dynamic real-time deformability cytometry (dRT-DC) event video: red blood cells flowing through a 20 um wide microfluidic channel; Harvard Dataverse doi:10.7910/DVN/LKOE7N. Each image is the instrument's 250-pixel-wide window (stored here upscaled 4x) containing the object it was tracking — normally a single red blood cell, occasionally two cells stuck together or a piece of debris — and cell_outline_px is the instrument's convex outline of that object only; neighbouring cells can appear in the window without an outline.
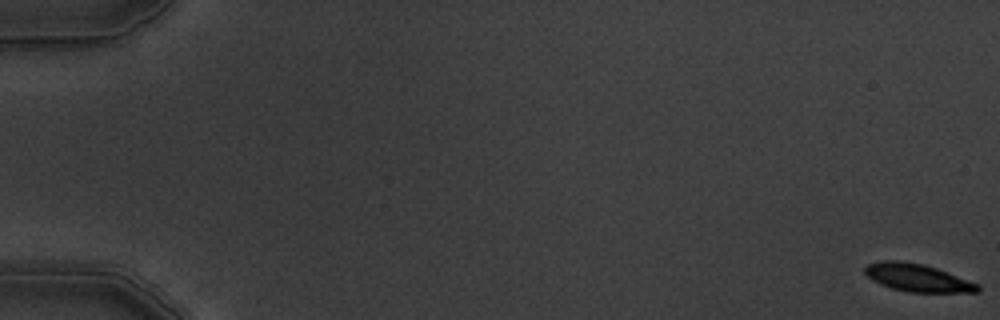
{"species": "common noctule bat (a hibernating species)", "species_latin": "Nyctalus noctula", "temperature_condition": "warm", "stored_images_in_passage": 6, "camera_frame_rate_fps": 3000, "um_per_image_px": 0.085, "animal": {"sex": "male", "body_mass_g": 19.5, "forearm_length_mm": 54.6}, "frame": {"image": 1, "passage_image": 1, "time_ms": 0.0, "image_size_px": [1000, 320], "cell_outline_px": [[980, 292], [908, 292], [892, 288], [880, 284], [872, 280], [864, 272], [864, 268], [868, 264], [880, 260], [900, 260], [924, 264], [936, 268], [980, 284]], "centroid_in_image_um": [77.98, 23.6], "position_along_channel_um": 7.0, "area_um2": 18.26}}
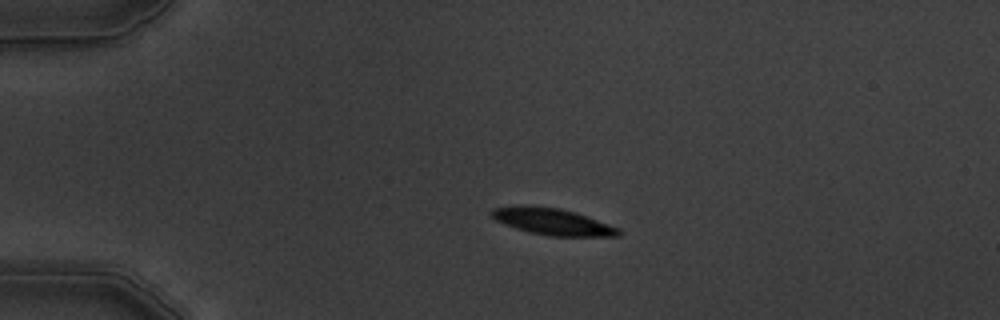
{"frame": {"image": 2, "passage_image": 5, "time_ms": 4.333, "image_size_px": [1000, 320], "cell_outline_px": [[620, 236], [548, 236], [528, 232], [516, 228], [496, 220], [492, 216], [492, 208], [520, 204], [560, 208], [620, 228]], "centroid_in_image_um": [46.92, 18.83], "position_along_channel_um": 38.1, "area_um2": 19.48}}
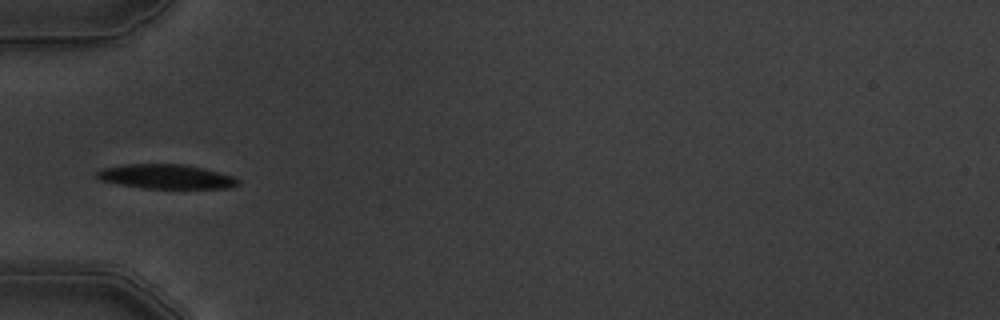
{"frame": {"image": 3, "passage_image": 6, "time_ms": 6.333, "image_size_px": [1000, 320], "cell_outline_px": [[240, 184], [228, 188], [140, 188], [100, 180], [96, 176], [96, 172], [104, 168], [124, 164], [184, 164], [204, 168], [236, 176], [240, 180]], "centroid_in_image_um": [14.17, 15.01], "position_along_channel_um": 70.8, "area_um2": 20.17}}